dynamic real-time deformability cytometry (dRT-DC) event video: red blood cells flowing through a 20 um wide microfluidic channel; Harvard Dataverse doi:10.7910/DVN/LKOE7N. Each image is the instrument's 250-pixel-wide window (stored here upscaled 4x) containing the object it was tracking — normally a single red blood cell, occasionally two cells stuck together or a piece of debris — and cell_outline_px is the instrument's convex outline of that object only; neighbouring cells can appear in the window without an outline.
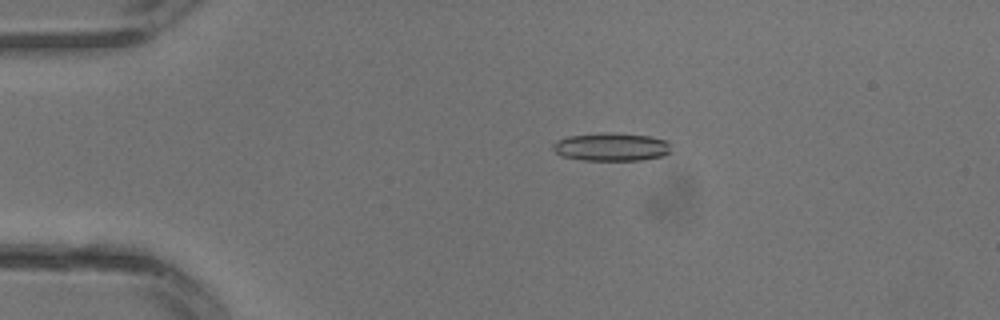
{"species": "common noctule bat (a hibernating species)", "species_latin": "Nyctalus noctula", "temperature_condition": "warm", "stored_images_in_passage": 11, "camera_frame_rate_fps": 3000, "um_per_image_px": 0.085, "animal": {"sex": "male", "body_mass_g": 13.3}, "frame": {"image": 1, "passage_image": 2, "time_ms": 0.333, "image_size_px": [1000, 320], "cell_outline_px": [[672, 152], [664, 156], [640, 160], [584, 160], [560, 156], [552, 148], [552, 144], [556, 140], [568, 136], [604, 132], [612, 132], [648, 136], [668, 140]], "centroid_in_image_um": [51.97, 12.48], "position_along_channel_um": 33.0, "area_um2": 19.65}}
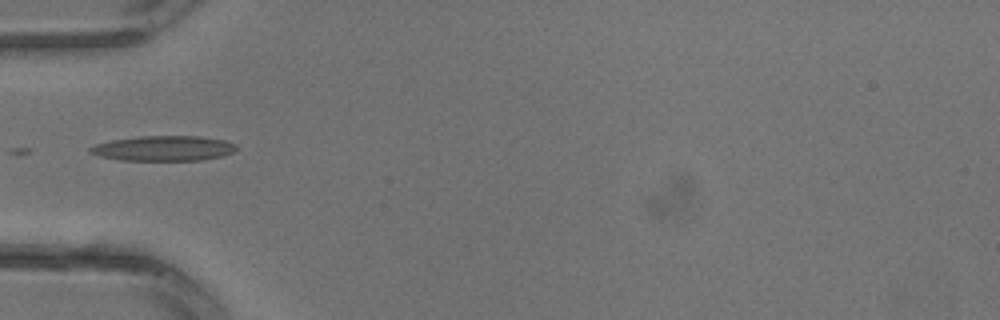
{"frame": {"image": 2, "passage_image": 6, "time_ms": 1.667, "image_size_px": [1000, 320], "cell_outline_px": [[236, 148], [232, 152], [220, 156], [200, 160], [120, 160], [100, 156], [88, 152], [88, 148], [96, 144], [112, 140], [140, 136], [200, 136], [224, 140], [236, 144]], "centroid_in_image_um": [13.87, 12.6], "position_along_channel_um": 71.1, "area_um2": 21.21}}
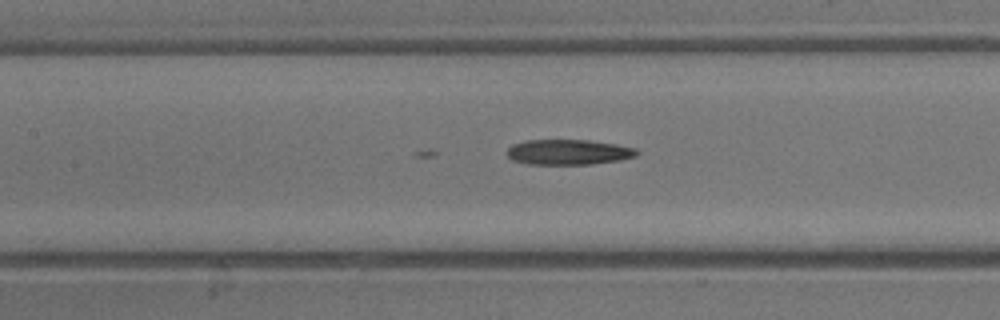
{"frame": {"image": 3, "passage_image": 10, "time_ms": 3.0, "image_size_px": [1000, 320], "cell_outline_px": [[640, 152], [636, 156], [620, 160], [592, 164], [528, 164], [512, 160], [504, 152], [512, 144], [528, 140], [588, 140], [616, 144], [636, 148]], "centroid_in_image_um": [48.31, 12.93], "position_along_channel_um": 159.1, "area_um2": 19.25}}